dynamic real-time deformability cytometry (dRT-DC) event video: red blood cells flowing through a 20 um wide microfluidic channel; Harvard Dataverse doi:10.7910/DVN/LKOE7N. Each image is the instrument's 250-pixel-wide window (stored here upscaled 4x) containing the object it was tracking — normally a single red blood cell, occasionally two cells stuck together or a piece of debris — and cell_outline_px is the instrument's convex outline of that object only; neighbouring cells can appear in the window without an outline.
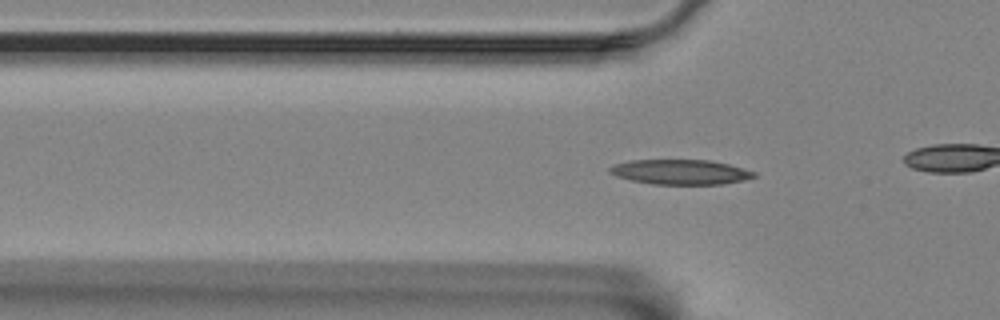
{"species": "Egyptian fruit bat (a non-hibernating species)", "species_latin": "Rousettus aegyptiacus", "temperature_condition": "room temperature", "stored_images_in_passage": 33, "camera_frame_rate_fps": 3000, "um_per_image_px": 0.085, "animal": {"sex": "female"}, "frame": {"image": 1, "passage_image": 6, "time_ms": 1.667, "image_size_px": [1000, 320], "cell_outline_px": [[756, 176], [744, 180], [720, 184], [652, 184], [632, 180], [616, 176], [608, 172], [608, 168], [616, 164], [632, 160], [708, 160], [728, 164], [756, 172]], "centroid_in_image_um": [57.83, 14.62], "position_along_channel_um": 68.0, "area_um2": 20.75}}
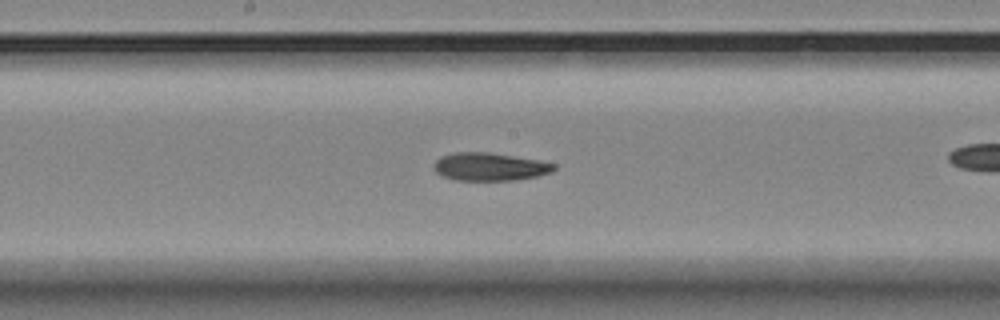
{"frame": {"image": 2, "passage_image": 18, "time_ms": 5.667, "image_size_px": [1000, 320], "cell_outline_px": [[556, 168], [552, 172], [536, 176], [512, 180], [456, 180], [444, 176], [436, 172], [432, 168], [432, 164], [440, 156], [452, 152], [488, 152], [536, 160], [556, 164]], "centroid_in_image_um": [41.57, 14.16], "position_along_channel_um": 206.6, "area_um2": 19.48}}
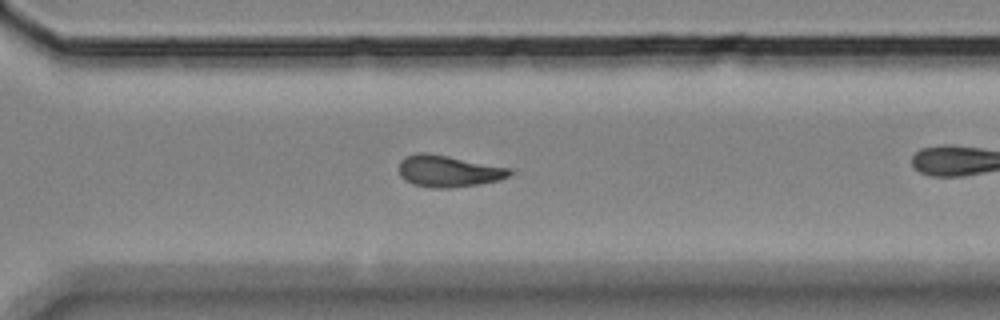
{"frame": {"image": 3, "passage_image": 29, "time_ms": 9.333, "image_size_px": [1000, 320], "cell_outline_px": [[512, 172], [508, 176], [500, 180], [452, 188], [432, 188], [416, 184], [404, 180], [400, 176], [400, 160], [408, 156], [420, 152], [448, 156], [512, 168]], "centroid_in_image_um": [38.13, 14.55], "position_along_channel_um": 332.5, "area_um2": 20.17}}